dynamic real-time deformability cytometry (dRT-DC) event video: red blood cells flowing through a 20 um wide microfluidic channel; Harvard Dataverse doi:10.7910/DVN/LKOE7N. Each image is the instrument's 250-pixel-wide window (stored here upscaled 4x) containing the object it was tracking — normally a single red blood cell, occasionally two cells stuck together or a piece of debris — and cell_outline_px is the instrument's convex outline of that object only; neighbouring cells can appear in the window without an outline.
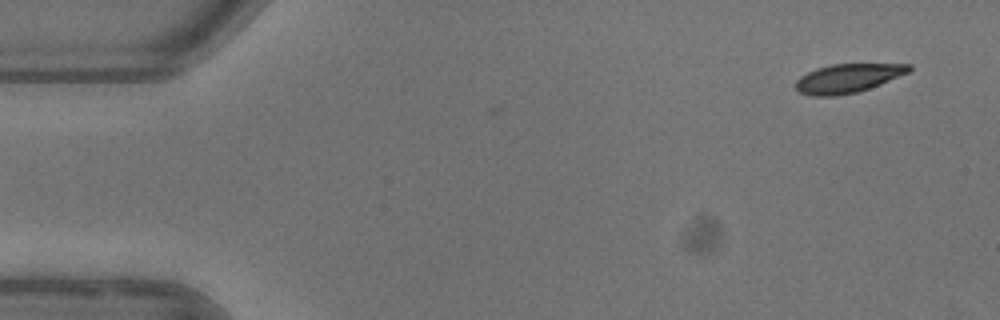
{"species": "common noctule bat (a hibernating species)", "species_latin": "Nyctalus noctula", "temperature_condition": "warm", "stored_images_in_passage": 2, "camera_frame_rate_fps": 3000, "um_per_image_px": 0.085, "animal": {"sex": "female"}, "frame": {"image": 1, "passage_image": 2, "time_ms": 1.0, "image_size_px": [1000, 320], "cell_outline_px": [[912, 68], [908, 72], [880, 84], [856, 92], [836, 96], [812, 96], [800, 92], [796, 88], [796, 80], [800, 76], [816, 68], [832, 64], [912, 64]], "centroid_in_image_um": [72.04, 6.65], "position_along_channel_um": 13.0, "area_um2": 18.84}}